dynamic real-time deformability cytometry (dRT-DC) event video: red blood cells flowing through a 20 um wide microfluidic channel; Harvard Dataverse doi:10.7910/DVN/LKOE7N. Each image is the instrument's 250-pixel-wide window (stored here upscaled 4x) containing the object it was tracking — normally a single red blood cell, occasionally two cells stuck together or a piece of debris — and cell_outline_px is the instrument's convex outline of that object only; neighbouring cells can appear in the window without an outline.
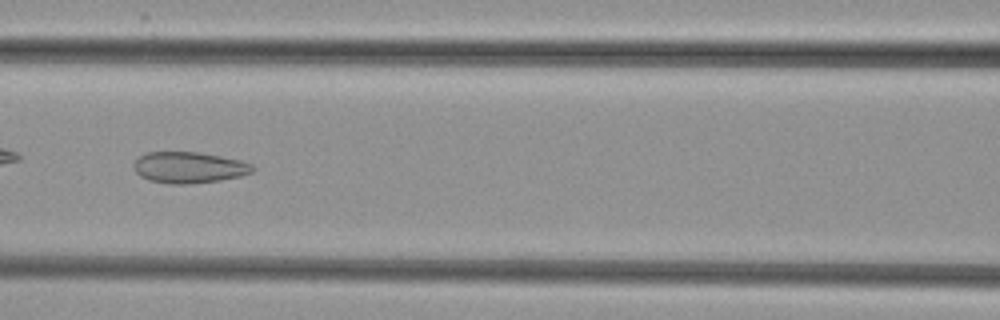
{"species": "common noctule bat (a hibernating species)", "species_latin": "Nyctalus noctula", "temperature_condition": "cold", "stored_images_in_passage": 52, "camera_frame_rate_fps": 3000, "um_per_image_px": 0.085, "animal": {"sex": "female", "body_mass_g": 29.2, "forearm_length_mm": 56.3}, "frame": {"image": 1, "passage_image": 23, "time_ms": 7.333, "image_size_px": [1000, 320], "cell_outline_px": [[256, 168], [252, 172], [240, 176], [220, 180], [188, 184], [168, 184], [148, 180], [140, 176], [132, 168], [132, 164], [140, 156], [148, 152], [200, 152], [240, 160], [252, 164]], "centroid_in_image_um": [16.04, 14.24], "position_along_channel_um": 150.6, "area_um2": 21.73}}